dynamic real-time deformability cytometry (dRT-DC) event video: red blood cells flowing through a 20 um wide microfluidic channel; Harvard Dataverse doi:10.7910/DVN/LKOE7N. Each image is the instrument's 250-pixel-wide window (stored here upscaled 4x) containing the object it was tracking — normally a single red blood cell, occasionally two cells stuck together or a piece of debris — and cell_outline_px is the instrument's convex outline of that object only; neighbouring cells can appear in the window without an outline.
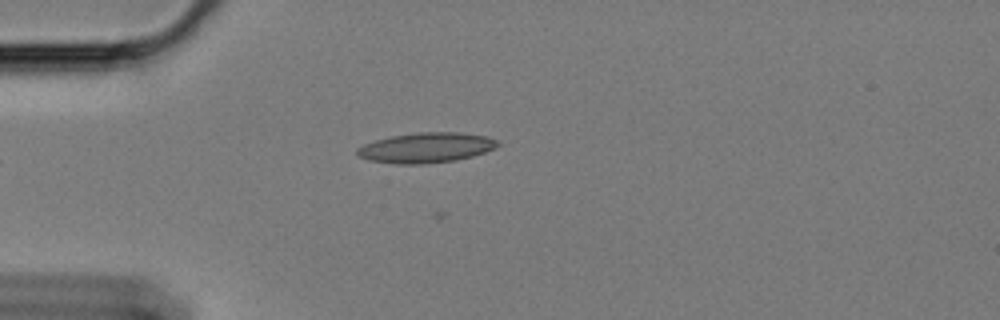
{"species": "Egyptian fruit bat (a non-hibernating species)", "species_latin": "Rousettus aegyptiacus", "temperature_condition": "cold", "stored_images_in_passage": 14, "camera_frame_rate_fps": 3000, "um_per_image_px": 0.085, "animal": {"sex": "female"}, "frame": {"image": 1, "passage_image": 1, "time_ms": 0.0, "image_size_px": [1000, 320], "cell_outline_px": [[500, 144], [484, 152], [472, 156], [456, 160], [424, 164], [396, 164], [368, 160], [356, 156], [356, 148], [364, 144], [376, 140], [392, 136], [416, 132], [460, 132], [488, 136], [496, 140]], "centroid_in_image_um": [36.18, 12.55], "position_along_channel_um": 48.8, "area_um2": 24.74}}
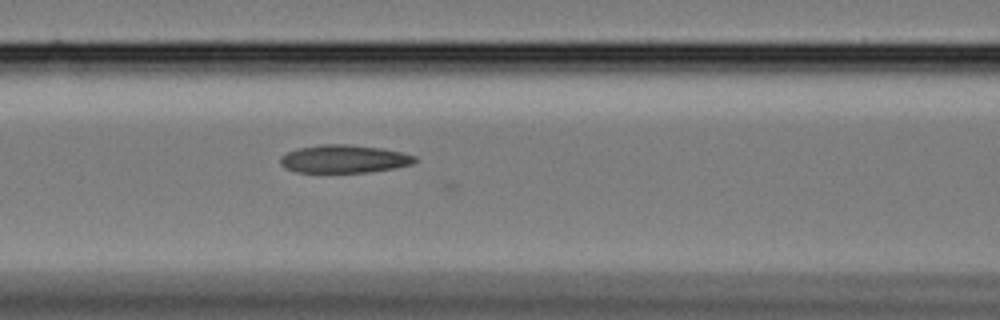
{"frame": {"image": 2, "passage_image": 10, "time_ms": 3.0, "image_size_px": [1000, 320], "cell_outline_px": [[416, 160], [412, 164], [396, 168], [372, 172], [296, 172], [284, 168], [280, 164], [280, 156], [296, 148], [320, 144], [348, 144], [380, 148], [400, 152], [416, 156]], "centroid_in_image_um": [29.21, 13.51], "position_along_channel_um": 137.4, "area_um2": 22.08}}
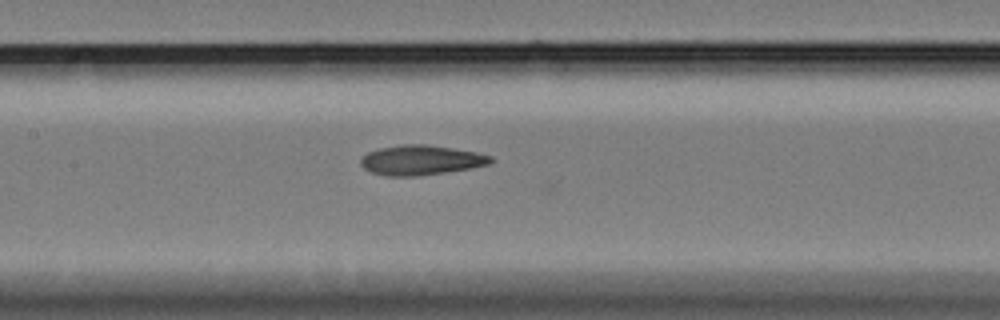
{"frame": {"image": 3, "passage_image": 13, "time_ms": 4.0, "image_size_px": [1000, 320], "cell_outline_px": [[496, 160], [488, 164], [472, 168], [416, 176], [388, 176], [372, 172], [364, 168], [360, 164], [360, 160], [368, 152], [380, 148], [404, 144], [428, 144], [476, 152], [492, 156]], "centroid_in_image_um": [35.81, 13.6], "position_along_channel_um": 171.6, "area_um2": 22.48}}